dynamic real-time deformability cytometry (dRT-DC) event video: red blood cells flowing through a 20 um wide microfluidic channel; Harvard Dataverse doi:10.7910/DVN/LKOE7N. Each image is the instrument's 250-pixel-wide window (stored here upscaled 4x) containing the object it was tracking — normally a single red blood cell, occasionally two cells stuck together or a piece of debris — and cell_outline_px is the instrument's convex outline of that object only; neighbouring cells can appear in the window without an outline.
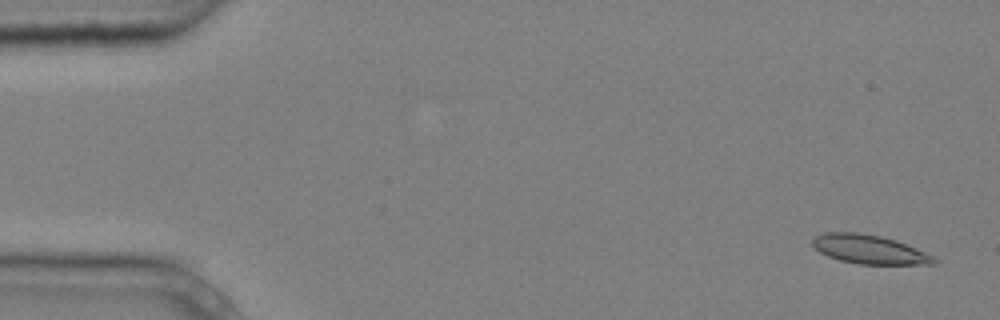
{"species": "common noctule bat (a hibernating species)", "species_latin": "Nyctalus noctula", "temperature_condition": "cold", "stored_images_in_passage": 7, "camera_frame_rate_fps": 3000, "um_per_image_px": 0.085, "animal": {"sex": "male", "body_mass_g": 20.4}, "frame": {"image": 1, "passage_image": 1, "time_ms": 0.0, "image_size_px": [1000, 320], "cell_outline_px": [[940, 260], [936, 264], [860, 264], [840, 260], [828, 256], [820, 252], [812, 244], [812, 236], [824, 232], [856, 232], [880, 236], [896, 240], [924, 252]], "centroid_in_image_um": [73.87, 21.19], "position_along_channel_um": 11.1, "area_um2": 20.4}}
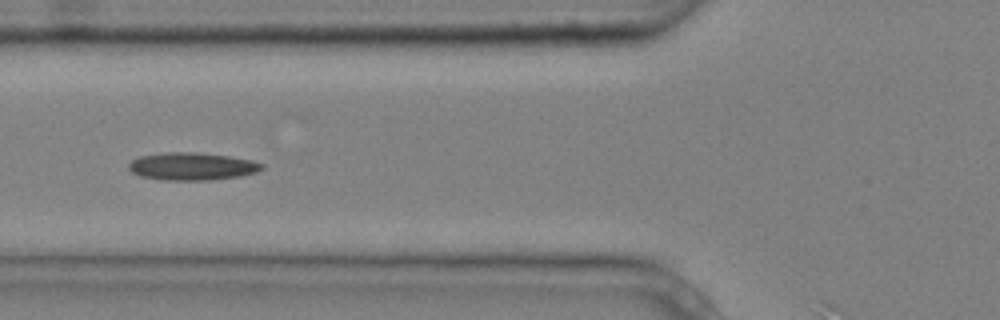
{"frame": {"image": 2, "passage_image": 6, "time_ms": 1.667, "image_size_px": [1000, 320], "cell_outline_px": [[264, 168], [256, 172], [240, 176], [212, 180], [160, 180], [140, 176], [132, 172], [128, 168], [128, 164], [132, 160], [140, 156], [168, 152], [196, 152], [228, 156], [252, 160], [264, 164]], "centroid_in_image_um": [16.32, 14.14], "position_along_channel_um": 109.5, "area_um2": 21.5}}